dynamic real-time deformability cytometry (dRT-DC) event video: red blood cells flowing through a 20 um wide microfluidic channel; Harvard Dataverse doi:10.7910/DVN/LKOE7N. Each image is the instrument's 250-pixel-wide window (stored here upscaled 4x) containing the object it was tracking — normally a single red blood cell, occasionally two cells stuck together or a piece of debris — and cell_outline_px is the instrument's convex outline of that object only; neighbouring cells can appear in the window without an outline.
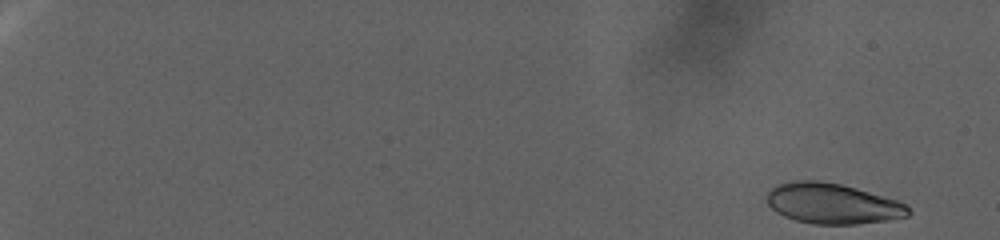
{"species": "human", "species_latin": "Homo sapiens", "temperature_condition": "warm", "stored_images_in_passage": 112, "camera_frame_rate_fps": 3000, "um_per_image_px": 0.085, "donor": {"sex": "female"}, "frame": {"image": 1, "passage_image": 4, "time_ms": 1.0, "image_size_px": [1000, 240], "cell_outline_px": [[912, 212], [908, 216], [884, 220], [856, 224], [812, 224], [796, 220], [784, 216], [776, 212], [768, 204], [768, 192], [776, 184], [792, 180], [816, 180], [840, 184], [856, 188], [896, 200], [904, 204]], "centroid_in_image_um": [70.73, 17.3], "position_along_channel_um": 14.3, "area_um2": 33.12}}
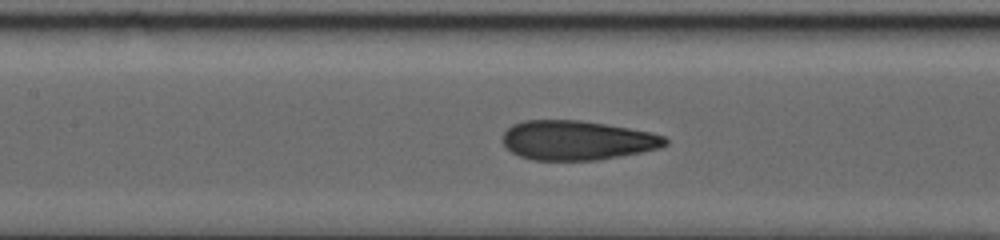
{"frame": {"image": 2, "passage_image": 61, "time_ms": 20.0, "image_size_px": [1000, 240], "cell_outline_px": [[668, 144], [660, 148], [640, 152], [596, 160], [532, 160], [520, 156], [512, 152], [504, 144], [500, 136], [512, 124], [524, 120], [580, 120], [652, 132], [664, 136], [668, 140]], "centroid_in_image_um": [49.03, 11.92], "position_along_channel_um": 158.4, "area_um2": 37.34}}
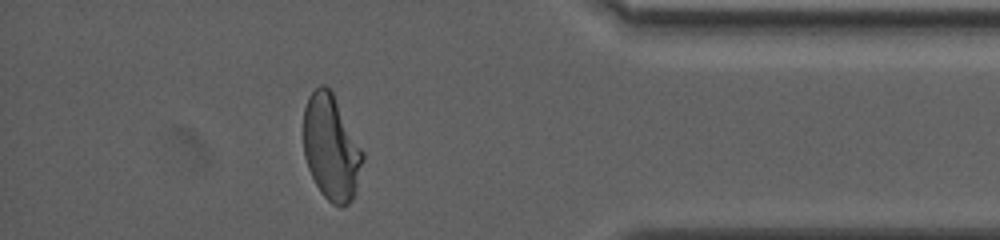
{"frame": {"image": 3, "passage_image": 102, "time_ms": 33.667, "image_size_px": [1000, 240], "cell_outline_px": [[364, 160], [356, 192], [352, 200], [348, 204], [340, 208], [332, 204], [320, 192], [308, 168], [304, 156], [304, 108], [308, 96], [320, 84], [324, 84], [332, 92], [364, 152]], "centroid_in_image_um": [28.16, 12.58], "position_along_channel_um": 407.0, "area_um2": 36.47}}